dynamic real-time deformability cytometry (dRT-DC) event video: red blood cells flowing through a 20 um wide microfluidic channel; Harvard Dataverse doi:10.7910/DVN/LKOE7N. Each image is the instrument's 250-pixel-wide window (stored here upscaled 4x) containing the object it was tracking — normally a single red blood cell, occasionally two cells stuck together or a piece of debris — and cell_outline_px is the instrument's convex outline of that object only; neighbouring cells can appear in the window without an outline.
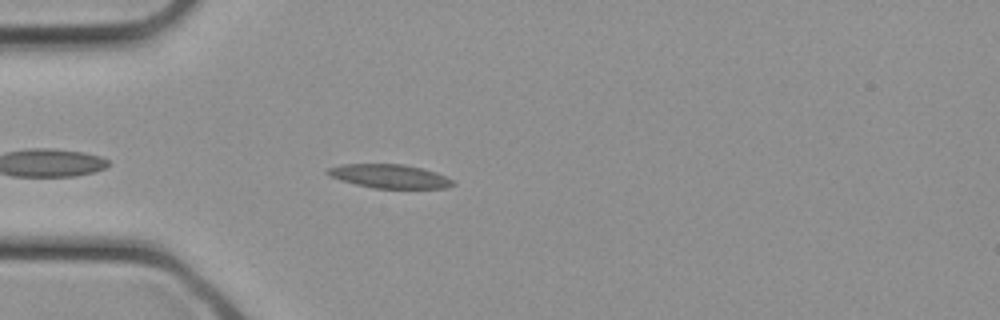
{"species": "common noctule bat (a hibernating species)", "species_latin": "Nyctalus noctula", "temperature_condition": "cold", "stored_images_in_passage": 26, "camera_frame_rate_fps": 3000, "um_per_image_px": 0.085, "animal": {"sex": "female", "body_mass_g": 21.9}, "frame": {"image": 1, "passage_image": 3, "time_ms": 0.667, "image_size_px": [1000, 320], "cell_outline_px": [[456, 184], [444, 188], [372, 188], [340, 180], [324, 172], [328, 168], [340, 164], [404, 164], [436, 172], [452, 180]], "centroid_in_image_um": [33.08, 14.98], "position_along_channel_um": 51.9, "area_um2": 17.22}}
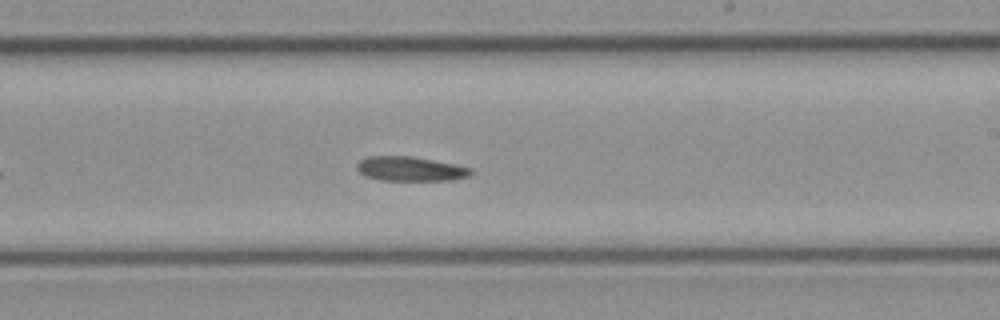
{"frame": {"image": 2, "passage_image": 13, "time_ms": 4.0, "image_size_px": [1000, 320], "cell_outline_px": [[472, 172], [468, 176], [452, 180], [380, 180], [364, 176], [356, 168], [356, 164], [360, 160], [368, 156], [412, 156], [456, 164], [472, 168]], "centroid_in_image_um": [34.86, 14.35], "position_along_channel_um": 254.1, "area_um2": 16.3}}
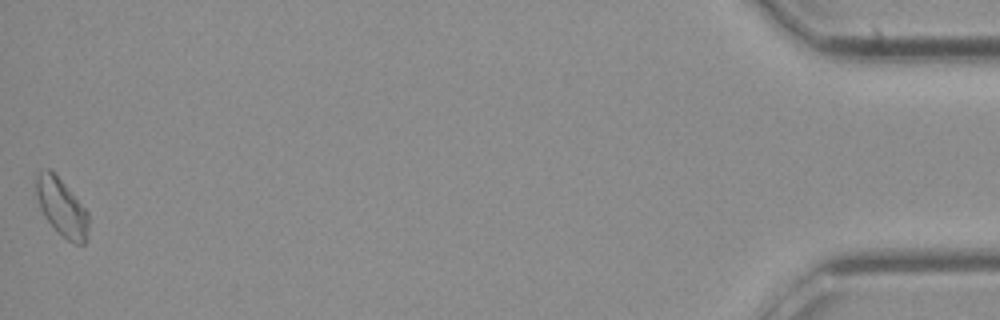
{"frame": {"image": 3, "passage_image": 26, "time_ms": 8.333, "image_size_px": [1000, 320], "cell_outline_px": [[88, 236], [84, 244], [76, 244], [68, 240], [56, 232], [44, 216], [40, 208], [36, 196], [36, 176], [40, 172], [48, 168], [64, 184], [88, 212]], "centroid_in_image_um": [5.24, 17.68], "position_along_channel_um": 430.0, "area_um2": 17.34}}